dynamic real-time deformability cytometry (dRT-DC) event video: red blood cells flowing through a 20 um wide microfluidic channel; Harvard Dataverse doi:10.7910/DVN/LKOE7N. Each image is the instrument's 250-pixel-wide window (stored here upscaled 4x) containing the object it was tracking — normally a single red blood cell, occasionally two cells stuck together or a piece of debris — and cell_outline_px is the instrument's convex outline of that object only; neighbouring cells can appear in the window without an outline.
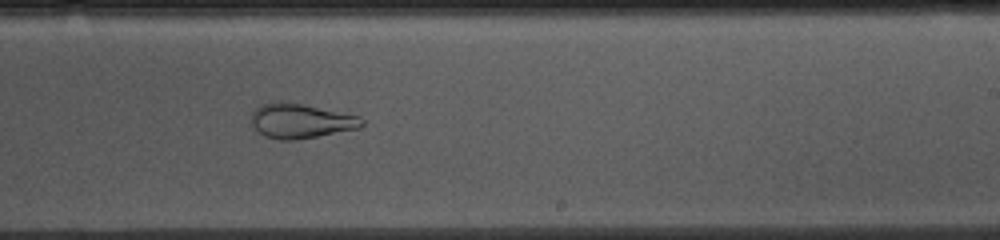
{"species": "common noctule bat (a hibernating species)", "species_latin": "Nyctalus noctula", "temperature_condition": "cold", "stored_images_in_passage": 53, "camera_frame_rate_fps": 3000, "um_per_image_px": 0.085, "animal": {"sex": "female", "body_mass_g": 10.0, "forearm_length_mm": 53.1}, "frame": {"image": 1, "passage_image": 31, "time_ms": 10.0, "image_size_px": [1000, 240], "cell_outline_px": [[364, 124], [360, 128], [296, 140], [280, 140], [264, 136], [256, 132], [252, 124], [252, 112], [260, 104], [272, 100], [280, 100], [304, 104], [360, 116], [364, 120]], "centroid_in_image_um": [25.53, 10.26], "position_along_channel_um": 263.5, "area_um2": 22.72}}
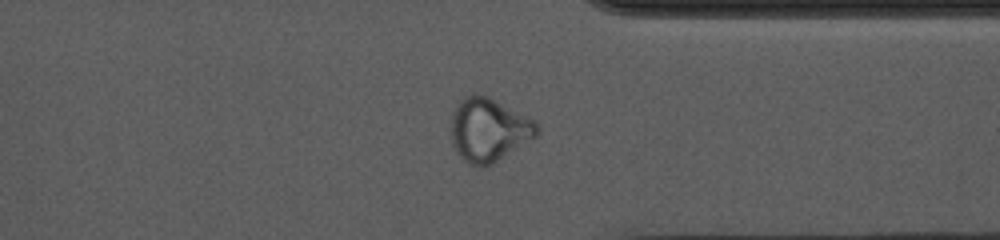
{"frame": {"image": 2, "passage_image": 40, "time_ms": 13.0, "image_size_px": [1000, 240], "cell_outline_px": [[540, 132], [536, 136], [492, 164], [468, 164], [456, 152], [452, 144], [452, 112], [456, 104], [464, 96], [472, 92], [488, 96], [536, 120], [540, 124]], "centroid_in_image_um": [41.55, 10.98], "position_along_channel_um": 369.8, "area_um2": 31.79}}
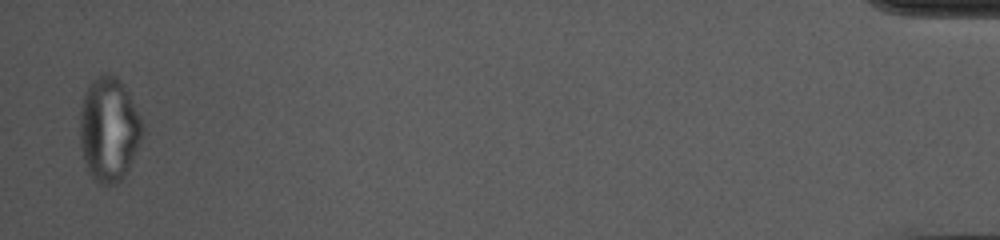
{"frame": {"image": 3, "passage_image": 52, "time_ms": 17.0, "image_size_px": [1000, 240], "cell_outline_px": [[144, 128], [140, 144], [124, 176], [116, 184], [100, 184], [88, 172], [84, 160], [80, 144], [80, 108], [84, 96], [92, 80], [104, 72], [116, 76], [120, 80], [128, 92], [140, 116]], "centroid_in_image_um": [9.26, 10.99], "position_along_channel_um": 425.9, "area_um2": 37.92}, "authors_computed_cell_mechanics": {"area_um2": 27.3972, "velocity_mm_per_s": 3.6752, "shape_relaxation_time_tau1_ms": null, "shape_relaxation_time_tau2_ms": 1.4508, "deformation_change_tau1": null, "deformation_change_tau2": 0.0695}}